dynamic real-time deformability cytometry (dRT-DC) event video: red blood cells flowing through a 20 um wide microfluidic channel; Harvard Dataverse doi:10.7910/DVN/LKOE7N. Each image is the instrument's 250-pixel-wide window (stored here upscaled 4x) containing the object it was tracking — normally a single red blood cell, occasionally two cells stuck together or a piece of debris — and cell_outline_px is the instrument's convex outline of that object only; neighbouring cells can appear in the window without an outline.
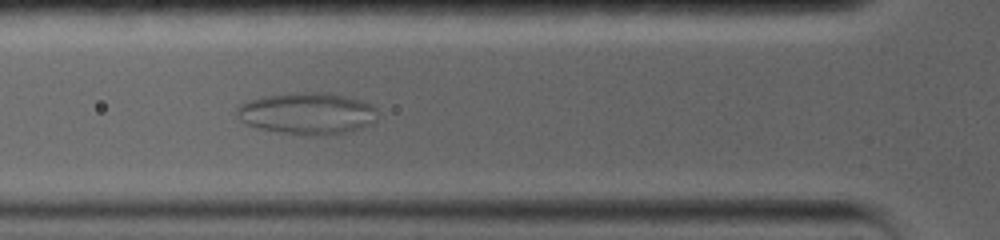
{"species": "common noctule bat (a hibernating species)", "species_latin": "Nyctalus noctula", "temperature_condition": "warm", "stored_images_in_passage": 36, "camera_frame_rate_fps": 5000, "um_per_image_px": 0.085, "animal": {"sex": "female", "body_mass_g": 19.0, "forearm_length_mm": 56.7}, "frame": {"image": 1, "passage_image": 8, "time_ms": 4.2, "image_size_px": [1000, 240], "cell_outline_px": [[376, 120], [372, 124], [360, 128], [344, 132], [284, 132], [260, 128], [244, 124], [236, 116], [236, 108], [240, 104], [264, 96], [292, 92], [328, 92], [360, 100], [372, 104], [376, 108]], "centroid_in_image_um": [26.1, 9.58], "position_along_channel_um": 99.7, "area_um2": 33.29}}
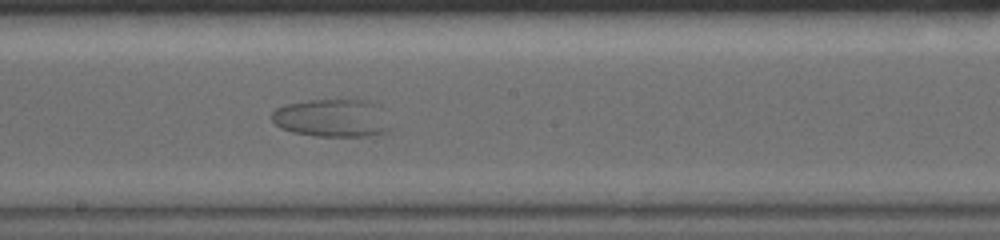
{"frame": {"image": 2, "passage_image": 16, "time_ms": 8.0, "image_size_px": [1000, 240], "cell_outline_px": [[392, 128], [388, 132], [368, 136], [316, 136], [292, 132], [280, 128], [272, 120], [272, 112], [276, 108], [288, 104], [308, 100], [340, 96], [368, 100], [376, 104]], "centroid_in_image_um": [28.24, 9.99], "position_along_channel_um": 220.0, "area_um2": 26.99}}
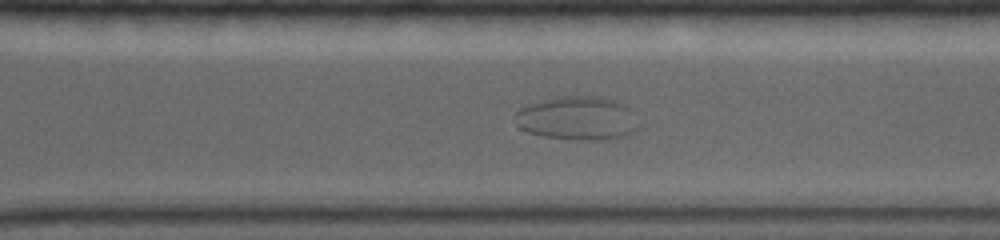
{"frame": {"image": 3, "passage_image": 25, "time_ms": 11.2, "image_size_px": [1000, 240], "cell_outline_px": [[640, 124], [632, 132], [624, 136], [592, 140], [580, 140], [544, 136], [528, 132], [520, 128], [516, 124], [512, 116], [520, 108], [528, 104], [544, 100], [564, 96], [600, 96], [616, 100], [628, 104]], "centroid_in_image_um": [49.09, 10.03], "position_along_channel_um": 321.5, "area_um2": 31.62}}